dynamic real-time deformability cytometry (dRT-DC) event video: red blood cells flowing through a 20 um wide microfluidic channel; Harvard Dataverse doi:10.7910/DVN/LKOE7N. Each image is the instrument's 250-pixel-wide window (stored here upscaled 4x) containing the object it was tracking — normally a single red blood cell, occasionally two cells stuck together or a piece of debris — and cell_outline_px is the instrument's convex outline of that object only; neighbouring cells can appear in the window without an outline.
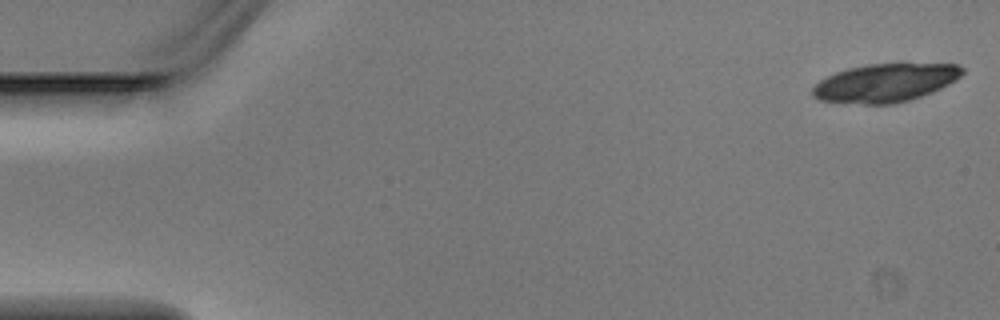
{"species": "Egyptian fruit bat (a non-hibernating species)", "species_latin": "Rousettus aegyptiacus", "temperature_condition": "warm", "stored_images_in_passage": 6, "camera_frame_rate_fps": 3000, "um_per_image_px": 0.085, "animal": {"sex": "male"}, "frame": {"image": 1, "passage_image": 1, "time_ms": 0.0, "image_size_px": [1000, 320], "cell_outline_px": [[964, 72], [956, 80], [932, 92], [908, 100], [892, 104], [864, 104], [820, 100], [812, 96], [812, 88], [820, 80], [836, 72], [848, 68], [868, 64], [956, 64], [964, 68]], "centroid_in_image_um": [75.24, 7.04], "position_along_channel_um": 9.8, "area_um2": 33.12}}
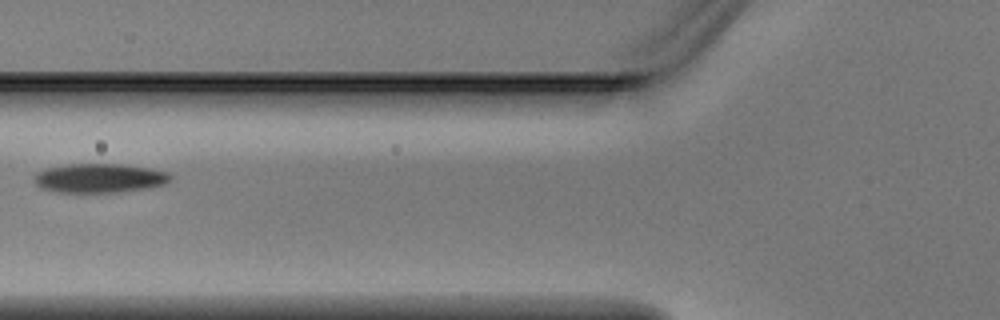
{"frame": {"image": 2, "passage_image": 6, "time_ms": 1.667, "image_size_px": [1000, 320], "cell_outline_px": [[172, 180], [164, 184], [148, 188], [116, 192], [56, 192], [40, 188], [36, 184], [32, 176], [48, 168], [68, 164], [120, 164], [148, 168], [168, 172], [172, 176]], "centroid_in_image_um": [8.46, 15.14], "position_along_channel_um": 117.3, "area_um2": 23.06}}